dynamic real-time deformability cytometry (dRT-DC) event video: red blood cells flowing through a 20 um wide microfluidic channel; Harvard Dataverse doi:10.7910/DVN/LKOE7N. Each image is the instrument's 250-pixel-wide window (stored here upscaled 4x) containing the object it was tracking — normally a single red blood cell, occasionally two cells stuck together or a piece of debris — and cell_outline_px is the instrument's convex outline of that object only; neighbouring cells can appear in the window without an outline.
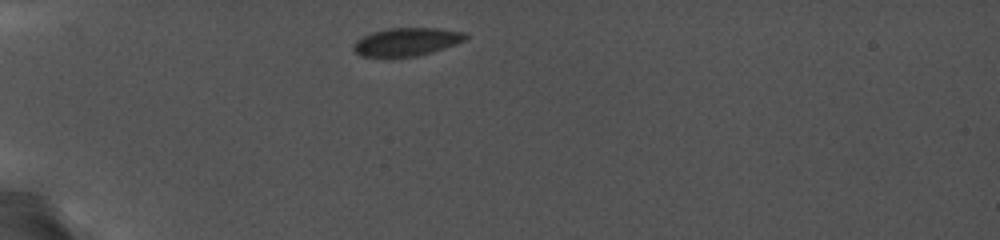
{"species": "common noctule bat (a hibernating species)", "species_latin": "Nyctalus noctula", "temperature_condition": "cold", "stored_images_in_passage": 3, "camera_frame_rate_fps": 5000, "um_per_image_px": 0.085, "animal": {"sex": "female", "body_mass_g": 19.0, "forearm_length_mm": 56.7}, "frame": {"image": 1, "passage_image": 1, "time_ms": 0.0, "image_size_px": [1000, 240], "cell_outline_px": [[468, 36], [464, 40], [456, 44], [432, 52], [416, 56], [388, 60], [360, 56], [352, 48], [356, 40], [372, 32], [388, 28], [436, 28], [464, 32]], "centroid_in_image_um": [34.49, 3.6], "position_along_channel_um": 50.5, "area_um2": 18.9}}